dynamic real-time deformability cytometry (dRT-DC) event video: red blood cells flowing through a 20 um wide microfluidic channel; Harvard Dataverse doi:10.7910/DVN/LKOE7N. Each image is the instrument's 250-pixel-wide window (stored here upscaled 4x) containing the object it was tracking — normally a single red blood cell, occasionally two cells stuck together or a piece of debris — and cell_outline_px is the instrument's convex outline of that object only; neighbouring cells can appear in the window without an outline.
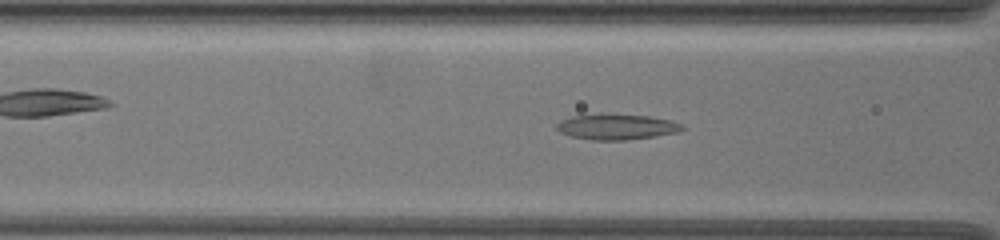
{"species": "common noctule bat (a hibernating species)", "species_latin": "Nyctalus noctula", "temperature_condition": "warm", "stored_images_in_passage": 25, "camera_frame_rate_fps": 3000, "um_per_image_px": 0.085, "animal": {"sex": "female", "body_mass_g": 19.5, "forearm_length_mm": 54.1}, "frame": {"image": 1, "passage_image": 9, "time_ms": 2.667, "image_size_px": [1000, 240], "cell_outline_px": [[684, 128], [680, 132], [656, 136], [628, 140], [588, 140], [572, 136], [560, 132], [556, 128], [556, 124], [560, 120], [572, 116], [600, 112], [648, 116], [672, 120], [684, 124]], "centroid_in_image_um": [52.42, 10.76], "position_along_channel_um": 114.2, "area_um2": 19.31}}
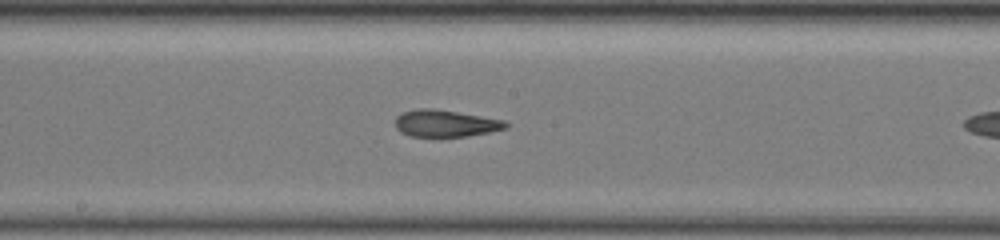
{"frame": {"image": 2, "passage_image": 17, "time_ms": 5.333, "image_size_px": [1000, 240], "cell_outline_px": [[508, 128], [468, 136], [440, 140], [408, 136], [400, 132], [396, 128], [396, 116], [404, 112], [416, 108], [432, 108], [504, 120], [508, 124]], "centroid_in_image_um": [37.81, 10.54], "position_along_channel_um": 210.4, "area_um2": 18.03}}
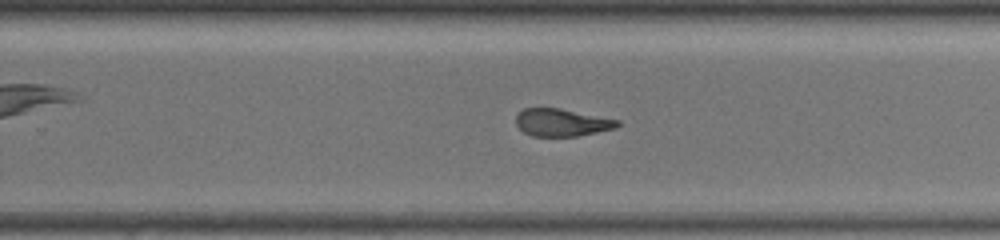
{"frame": {"image": 3, "passage_image": 23, "time_ms": 7.333, "image_size_px": [1000, 240], "cell_outline_px": [[620, 124], [616, 128], [576, 136], [532, 136], [524, 132], [516, 124], [516, 116], [524, 108], [560, 108], [620, 120]], "centroid_in_image_um": [47.76, 10.41], "position_along_channel_um": 282.0, "area_um2": 16.18}}